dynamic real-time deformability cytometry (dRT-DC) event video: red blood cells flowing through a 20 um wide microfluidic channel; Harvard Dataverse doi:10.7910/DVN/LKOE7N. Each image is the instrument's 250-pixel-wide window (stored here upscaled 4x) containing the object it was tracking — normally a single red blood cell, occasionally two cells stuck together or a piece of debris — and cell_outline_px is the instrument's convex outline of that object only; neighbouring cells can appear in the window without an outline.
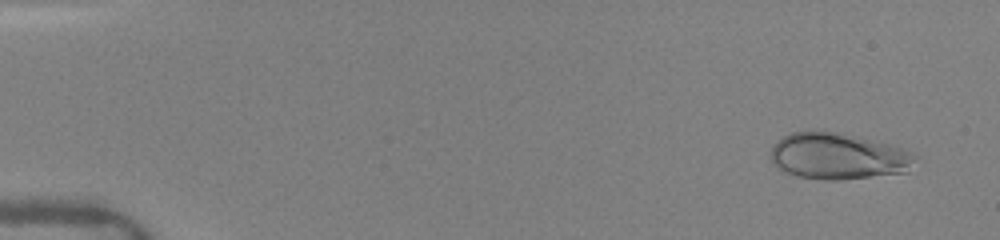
{"species": "human", "species_latin": "Homo sapiens", "temperature_condition": "warm", "stored_images_in_passage": 19, "camera_frame_rate_fps": 3000, "um_per_image_px": 0.085, "donor": {"sex": "female"}, "frame": {"image": 1, "passage_image": 4, "time_ms": 0.667, "image_size_px": [1000, 240], "cell_outline_px": [[916, 156], [908, 172], [840, 180], [824, 180], [800, 176], [784, 172], [776, 168], [772, 160], [772, 148], [784, 136], [792, 132], [812, 128], [860, 136], [888, 144], [912, 152]], "centroid_in_image_um": [71.22, 13.25], "position_along_channel_um": 13.8, "area_um2": 39.25}}